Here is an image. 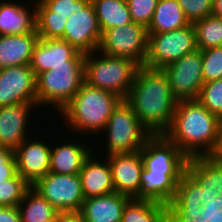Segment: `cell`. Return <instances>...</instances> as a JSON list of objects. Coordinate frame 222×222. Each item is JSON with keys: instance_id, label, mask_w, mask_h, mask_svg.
<instances>
[{"instance_id": "6da1fadb", "label": "cell", "mask_w": 222, "mask_h": 222, "mask_svg": "<svg viewBox=\"0 0 222 222\" xmlns=\"http://www.w3.org/2000/svg\"><path fill=\"white\" fill-rule=\"evenodd\" d=\"M140 123L152 134H164L172 123L177 99L161 69L140 66L125 99Z\"/></svg>"}, {"instance_id": "7a4b0ae2", "label": "cell", "mask_w": 222, "mask_h": 222, "mask_svg": "<svg viewBox=\"0 0 222 222\" xmlns=\"http://www.w3.org/2000/svg\"><path fill=\"white\" fill-rule=\"evenodd\" d=\"M164 135L188 159L212 156L219 142L220 118L210 113L198 100H180L170 128Z\"/></svg>"}, {"instance_id": "3957f363", "label": "cell", "mask_w": 222, "mask_h": 222, "mask_svg": "<svg viewBox=\"0 0 222 222\" xmlns=\"http://www.w3.org/2000/svg\"><path fill=\"white\" fill-rule=\"evenodd\" d=\"M121 98L116 94L92 87L85 82L74 97L61 109L58 115H62L68 128L73 131L89 134L104 133V128L112 114L113 108ZM100 131V132H99Z\"/></svg>"}, {"instance_id": "277c9868", "label": "cell", "mask_w": 222, "mask_h": 222, "mask_svg": "<svg viewBox=\"0 0 222 222\" xmlns=\"http://www.w3.org/2000/svg\"><path fill=\"white\" fill-rule=\"evenodd\" d=\"M97 52L100 56L95 58ZM139 67L129 58L109 56L97 50L85 54L84 82L126 99Z\"/></svg>"}, {"instance_id": "5b68a950", "label": "cell", "mask_w": 222, "mask_h": 222, "mask_svg": "<svg viewBox=\"0 0 222 222\" xmlns=\"http://www.w3.org/2000/svg\"><path fill=\"white\" fill-rule=\"evenodd\" d=\"M84 83V61H67L36 76L37 105L53 106L57 113Z\"/></svg>"}, {"instance_id": "8992f818", "label": "cell", "mask_w": 222, "mask_h": 222, "mask_svg": "<svg viewBox=\"0 0 222 222\" xmlns=\"http://www.w3.org/2000/svg\"><path fill=\"white\" fill-rule=\"evenodd\" d=\"M104 130L108 135L107 156L140 151L152 135L140 123L133 108L125 99H121L113 108Z\"/></svg>"}, {"instance_id": "52a82bcc", "label": "cell", "mask_w": 222, "mask_h": 222, "mask_svg": "<svg viewBox=\"0 0 222 222\" xmlns=\"http://www.w3.org/2000/svg\"><path fill=\"white\" fill-rule=\"evenodd\" d=\"M196 50L195 29L192 23L169 32L148 33V50L144 66L162 69Z\"/></svg>"}, {"instance_id": "ba28073f", "label": "cell", "mask_w": 222, "mask_h": 222, "mask_svg": "<svg viewBox=\"0 0 222 222\" xmlns=\"http://www.w3.org/2000/svg\"><path fill=\"white\" fill-rule=\"evenodd\" d=\"M148 50V30L131 22L102 33L98 51L109 56L129 58L144 66Z\"/></svg>"}, {"instance_id": "9c48e42d", "label": "cell", "mask_w": 222, "mask_h": 222, "mask_svg": "<svg viewBox=\"0 0 222 222\" xmlns=\"http://www.w3.org/2000/svg\"><path fill=\"white\" fill-rule=\"evenodd\" d=\"M32 187L59 213H78L85 200L79 174L48 172Z\"/></svg>"}, {"instance_id": "30bf717a", "label": "cell", "mask_w": 222, "mask_h": 222, "mask_svg": "<svg viewBox=\"0 0 222 222\" xmlns=\"http://www.w3.org/2000/svg\"><path fill=\"white\" fill-rule=\"evenodd\" d=\"M166 75L172 94L180 100H197L204 84L202 53L196 50L161 69Z\"/></svg>"}, {"instance_id": "8fae6325", "label": "cell", "mask_w": 222, "mask_h": 222, "mask_svg": "<svg viewBox=\"0 0 222 222\" xmlns=\"http://www.w3.org/2000/svg\"><path fill=\"white\" fill-rule=\"evenodd\" d=\"M101 38L102 31L93 3L91 0H79L78 10L67 18L61 39L87 54L98 50Z\"/></svg>"}, {"instance_id": "7c38bea8", "label": "cell", "mask_w": 222, "mask_h": 222, "mask_svg": "<svg viewBox=\"0 0 222 222\" xmlns=\"http://www.w3.org/2000/svg\"><path fill=\"white\" fill-rule=\"evenodd\" d=\"M140 153L145 170L158 173H186L188 158L164 134L151 135Z\"/></svg>"}, {"instance_id": "4fadbf2b", "label": "cell", "mask_w": 222, "mask_h": 222, "mask_svg": "<svg viewBox=\"0 0 222 222\" xmlns=\"http://www.w3.org/2000/svg\"><path fill=\"white\" fill-rule=\"evenodd\" d=\"M37 103L36 76L28 65L0 69V107Z\"/></svg>"}, {"instance_id": "5bb4252c", "label": "cell", "mask_w": 222, "mask_h": 222, "mask_svg": "<svg viewBox=\"0 0 222 222\" xmlns=\"http://www.w3.org/2000/svg\"><path fill=\"white\" fill-rule=\"evenodd\" d=\"M32 138L29 136L14 150L17 173L30 186L49 172L51 154L48 143Z\"/></svg>"}, {"instance_id": "9a60e30c", "label": "cell", "mask_w": 222, "mask_h": 222, "mask_svg": "<svg viewBox=\"0 0 222 222\" xmlns=\"http://www.w3.org/2000/svg\"><path fill=\"white\" fill-rule=\"evenodd\" d=\"M84 60L85 53L78 51L64 39L39 38L34 46L29 66L37 76L49 71L53 66L67 65V61Z\"/></svg>"}, {"instance_id": "2e32d148", "label": "cell", "mask_w": 222, "mask_h": 222, "mask_svg": "<svg viewBox=\"0 0 222 222\" xmlns=\"http://www.w3.org/2000/svg\"><path fill=\"white\" fill-rule=\"evenodd\" d=\"M108 158L115 192L135 198L141 188L143 161L140 151L113 154Z\"/></svg>"}, {"instance_id": "e0dca14e", "label": "cell", "mask_w": 222, "mask_h": 222, "mask_svg": "<svg viewBox=\"0 0 222 222\" xmlns=\"http://www.w3.org/2000/svg\"><path fill=\"white\" fill-rule=\"evenodd\" d=\"M37 103H21L0 107V146L15 150L28 136L27 128L31 109ZM31 112V113H30Z\"/></svg>"}, {"instance_id": "ac0fdd59", "label": "cell", "mask_w": 222, "mask_h": 222, "mask_svg": "<svg viewBox=\"0 0 222 222\" xmlns=\"http://www.w3.org/2000/svg\"><path fill=\"white\" fill-rule=\"evenodd\" d=\"M92 152L85 159L79 173L85 199L115 192L108 158L95 160Z\"/></svg>"}, {"instance_id": "d6986e66", "label": "cell", "mask_w": 222, "mask_h": 222, "mask_svg": "<svg viewBox=\"0 0 222 222\" xmlns=\"http://www.w3.org/2000/svg\"><path fill=\"white\" fill-rule=\"evenodd\" d=\"M185 173H158L143 169L141 188L134 199L151 200L169 205L174 199L177 183Z\"/></svg>"}, {"instance_id": "ffe728a7", "label": "cell", "mask_w": 222, "mask_h": 222, "mask_svg": "<svg viewBox=\"0 0 222 222\" xmlns=\"http://www.w3.org/2000/svg\"><path fill=\"white\" fill-rule=\"evenodd\" d=\"M128 196L113 192L84 200L80 214L85 222H121Z\"/></svg>"}, {"instance_id": "44dd1931", "label": "cell", "mask_w": 222, "mask_h": 222, "mask_svg": "<svg viewBox=\"0 0 222 222\" xmlns=\"http://www.w3.org/2000/svg\"><path fill=\"white\" fill-rule=\"evenodd\" d=\"M77 143V144H76ZM85 142L68 141L55 148L51 146L49 172L56 174H79L85 159L91 154Z\"/></svg>"}, {"instance_id": "7402d4cb", "label": "cell", "mask_w": 222, "mask_h": 222, "mask_svg": "<svg viewBox=\"0 0 222 222\" xmlns=\"http://www.w3.org/2000/svg\"><path fill=\"white\" fill-rule=\"evenodd\" d=\"M31 10L27 6L12 1L0 2V35H23L37 32L36 6Z\"/></svg>"}, {"instance_id": "603a6c76", "label": "cell", "mask_w": 222, "mask_h": 222, "mask_svg": "<svg viewBox=\"0 0 222 222\" xmlns=\"http://www.w3.org/2000/svg\"><path fill=\"white\" fill-rule=\"evenodd\" d=\"M38 40L37 32L23 35H0V69L28 65Z\"/></svg>"}, {"instance_id": "cb8c5ba5", "label": "cell", "mask_w": 222, "mask_h": 222, "mask_svg": "<svg viewBox=\"0 0 222 222\" xmlns=\"http://www.w3.org/2000/svg\"><path fill=\"white\" fill-rule=\"evenodd\" d=\"M186 172L205 190L222 196V163L212 156L189 158Z\"/></svg>"}, {"instance_id": "d4e9b609", "label": "cell", "mask_w": 222, "mask_h": 222, "mask_svg": "<svg viewBox=\"0 0 222 222\" xmlns=\"http://www.w3.org/2000/svg\"><path fill=\"white\" fill-rule=\"evenodd\" d=\"M190 24L177 0H159L147 30L148 33H163Z\"/></svg>"}, {"instance_id": "484cf974", "label": "cell", "mask_w": 222, "mask_h": 222, "mask_svg": "<svg viewBox=\"0 0 222 222\" xmlns=\"http://www.w3.org/2000/svg\"><path fill=\"white\" fill-rule=\"evenodd\" d=\"M121 222H168V206L131 198L123 209Z\"/></svg>"}, {"instance_id": "4316f807", "label": "cell", "mask_w": 222, "mask_h": 222, "mask_svg": "<svg viewBox=\"0 0 222 222\" xmlns=\"http://www.w3.org/2000/svg\"><path fill=\"white\" fill-rule=\"evenodd\" d=\"M102 33L132 22L127 0H91Z\"/></svg>"}, {"instance_id": "83f0119b", "label": "cell", "mask_w": 222, "mask_h": 222, "mask_svg": "<svg viewBox=\"0 0 222 222\" xmlns=\"http://www.w3.org/2000/svg\"><path fill=\"white\" fill-rule=\"evenodd\" d=\"M17 208L21 222H49L59 214L32 186L27 190Z\"/></svg>"}, {"instance_id": "f1b7e54d", "label": "cell", "mask_w": 222, "mask_h": 222, "mask_svg": "<svg viewBox=\"0 0 222 222\" xmlns=\"http://www.w3.org/2000/svg\"><path fill=\"white\" fill-rule=\"evenodd\" d=\"M198 50L222 46V18L213 15L192 23Z\"/></svg>"}, {"instance_id": "f546056e", "label": "cell", "mask_w": 222, "mask_h": 222, "mask_svg": "<svg viewBox=\"0 0 222 222\" xmlns=\"http://www.w3.org/2000/svg\"><path fill=\"white\" fill-rule=\"evenodd\" d=\"M36 6V30L39 38L58 39L64 34L67 18L60 15H54L39 0L35 2Z\"/></svg>"}, {"instance_id": "4dcf8cb0", "label": "cell", "mask_w": 222, "mask_h": 222, "mask_svg": "<svg viewBox=\"0 0 222 222\" xmlns=\"http://www.w3.org/2000/svg\"><path fill=\"white\" fill-rule=\"evenodd\" d=\"M168 206H202L200 185L187 172L177 183L175 197Z\"/></svg>"}, {"instance_id": "1f68e13d", "label": "cell", "mask_w": 222, "mask_h": 222, "mask_svg": "<svg viewBox=\"0 0 222 222\" xmlns=\"http://www.w3.org/2000/svg\"><path fill=\"white\" fill-rule=\"evenodd\" d=\"M31 186L17 174L0 184V206H18Z\"/></svg>"}, {"instance_id": "d6a6232c", "label": "cell", "mask_w": 222, "mask_h": 222, "mask_svg": "<svg viewBox=\"0 0 222 222\" xmlns=\"http://www.w3.org/2000/svg\"><path fill=\"white\" fill-rule=\"evenodd\" d=\"M210 113L222 116V79L204 83L197 99Z\"/></svg>"}, {"instance_id": "836d02e7", "label": "cell", "mask_w": 222, "mask_h": 222, "mask_svg": "<svg viewBox=\"0 0 222 222\" xmlns=\"http://www.w3.org/2000/svg\"><path fill=\"white\" fill-rule=\"evenodd\" d=\"M204 83L222 79V46L201 50Z\"/></svg>"}, {"instance_id": "e575fe53", "label": "cell", "mask_w": 222, "mask_h": 222, "mask_svg": "<svg viewBox=\"0 0 222 222\" xmlns=\"http://www.w3.org/2000/svg\"><path fill=\"white\" fill-rule=\"evenodd\" d=\"M159 0H127L132 22L148 28Z\"/></svg>"}, {"instance_id": "d590c367", "label": "cell", "mask_w": 222, "mask_h": 222, "mask_svg": "<svg viewBox=\"0 0 222 222\" xmlns=\"http://www.w3.org/2000/svg\"><path fill=\"white\" fill-rule=\"evenodd\" d=\"M190 23L212 15L213 0H177Z\"/></svg>"}, {"instance_id": "8d00e7d4", "label": "cell", "mask_w": 222, "mask_h": 222, "mask_svg": "<svg viewBox=\"0 0 222 222\" xmlns=\"http://www.w3.org/2000/svg\"><path fill=\"white\" fill-rule=\"evenodd\" d=\"M202 206H168V222H205Z\"/></svg>"}, {"instance_id": "74e56055", "label": "cell", "mask_w": 222, "mask_h": 222, "mask_svg": "<svg viewBox=\"0 0 222 222\" xmlns=\"http://www.w3.org/2000/svg\"><path fill=\"white\" fill-rule=\"evenodd\" d=\"M16 159L14 150L0 146V184L17 175Z\"/></svg>"}, {"instance_id": "f35d334b", "label": "cell", "mask_w": 222, "mask_h": 222, "mask_svg": "<svg viewBox=\"0 0 222 222\" xmlns=\"http://www.w3.org/2000/svg\"><path fill=\"white\" fill-rule=\"evenodd\" d=\"M54 15L68 18L73 12L78 10L79 0H39Z\"/></svg>"}, {"instance_id": "ab89813d", "label": "cell", "mask_w": 222, "mask_h": 222, "mask_svg": "<svg viewBox=\"0 0 222 222\" xmlns=\"http://www.w3.org/2000/svg\"><path fill=\"white\" fill-rule=\"evenodd\" d=\"M201 216L205 222H222V196L217 195L202 205Z\"/></svg>"}, {"instance_id": "60d3db41", "label": "cell", "mask_w": 222, "mask_h": 222, "mask_svg": "<svg viewBox=\"0 0 222 222\" xmlns=\"http://www.w3.org/2000/svg\"><path fill=\"white\" fill-rule=\"evenodd\" d=\"M0 222H21L18 208L0 206Z\"/></svg>"}, {"instance_id": "b9f144b4", "label": "cell", "mask_w": 222, "mask_h": 222, "mask_svg": "<svg viewBox=\"0 0 222 222\" xmlns=\"http://www.w3.org/2000/svg\"><path fill=\"white\" fill-rule=\"evenodd\" d=\"M61 222H85L82 215L78 213H61Z\"/></svg>"}, {"instance_id": "7bdbcfd3", "label": "cell", "mask_w": 222, "mask_h": 222, "mask_svg": "<svg viewBox=\"0 0 222 222\" xmlns=\"http://www.w3.org/2000/svg\"><path fill=\"white\" fill-rule=\"evenodd\" d=\"M212 15L222 18V0H213Z\"/></svg>"}, {"instance_id": "ee69618b", "label": "cell", "mask_w": 222, "mask_h": 222, "mask_svg": "<svg viewBox=\"0 0 222 222\" xmlns=\"http://www.w3.org/2000/svg\"><path fill=\"white\" fill-rule=\"evenodd\" d=\"M200 196L202 199V205L205 203H208V201L212 198H215L217 194L215 192H208L205 191L201 186H200Z\"/></svg>"}, {"instance_id": "f6af8a7d", "label": "cell", "mask_w": 222, "mask_h": 222, "mask_svg": "<svg viewBox=\"0 0 222 222\" xmlns=\"http://www.w3.org/2000/svg\"><path fill=\"white\" fill-rule=\"evenodd\" d=\"M212 157L222 163V132H220L218 146L212 154Z\"/></svg>"}, {"instance_id": "bcb514c9", "label": "cell", "mask_w": 222, "mask_h": 222, "mask_svg": "<svg viewBox=\"0 0 222 222\" xmlns=\"http://www.w3.org/2000/svg\"><path fill=\"white\" fill-rule=\"evenodd\" d=\"M49 222H61V213H59L55 218L51 219Z\"/></svg>"}, {"instance_id": "7dc6e473", "label": "cell", "mask_w": 222, "mask_h": 222, "mask_svg": "<svg viewBox=\"0 0 222 222\" xmlns=\"http://www.w3.org/2000/svg\"><path fill=\"white\" fill-rule=\"evenodd\" d=\"M220 132H222V116L220 117Z\"/></svg>"}]
</instances>
